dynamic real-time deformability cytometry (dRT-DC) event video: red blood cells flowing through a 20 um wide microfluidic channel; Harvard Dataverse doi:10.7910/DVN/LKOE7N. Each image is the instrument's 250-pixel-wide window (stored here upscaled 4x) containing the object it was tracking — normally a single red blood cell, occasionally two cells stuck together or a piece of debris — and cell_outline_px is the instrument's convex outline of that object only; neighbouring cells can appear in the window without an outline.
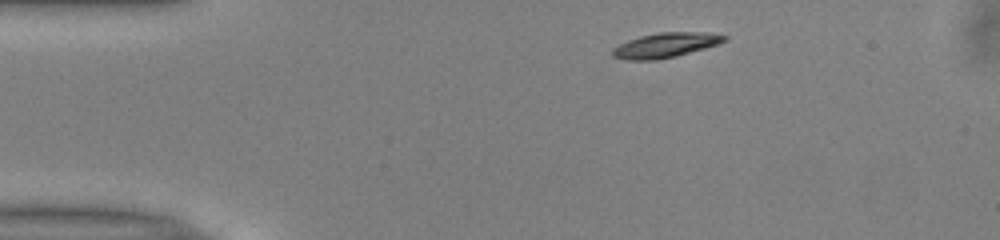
{"species": "common noctule bat (a hibernating species)", "species_latin": "Nyctalus noctula", "temperature_condition": "warm", "stored_images_in_passage": 8, "camera_frame_rate_fps": 3000, "um_per_image_px": 0.085, "animal": {"sex": "male", "body_mass_g": 13.0, "forearm_length_mm": 53.1}, "frame": {"image": 1, "passage_image": 1, "time_ms": 0.0, "image_size_px": [1000, 240], "cell_outline_px": [[728, 40], [720, 44], [676, 56], [656, 60], [628, 60], [612, 56], [612, 48], [628, 40], [640, 36], [660, 32], [708, 32], [728, 36]], "centroid_in_image_um": [56.61, 3.83], "position_along_channel_um": 28.4, "area_um2": 16.24}}